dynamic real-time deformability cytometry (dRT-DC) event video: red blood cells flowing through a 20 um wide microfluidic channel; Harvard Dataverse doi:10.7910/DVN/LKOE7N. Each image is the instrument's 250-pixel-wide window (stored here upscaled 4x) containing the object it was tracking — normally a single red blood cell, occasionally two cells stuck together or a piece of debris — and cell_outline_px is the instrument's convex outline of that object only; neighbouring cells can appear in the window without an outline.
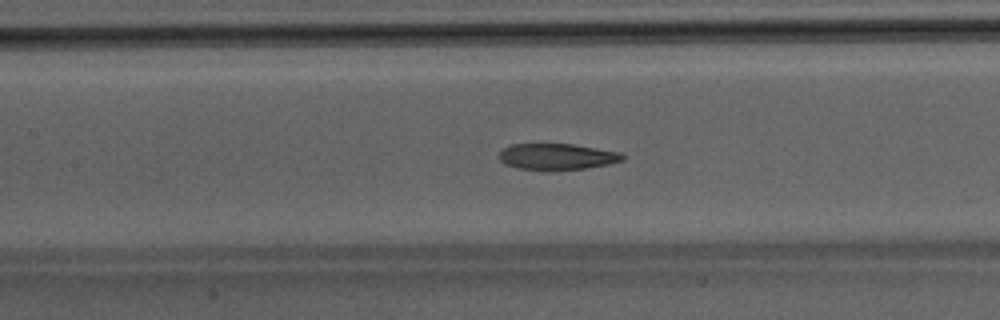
{"species": "Egyptian fruit bat (a non-hibernating species)", "species_latin": "Rousettus aegyptiacus", "temperature_condition": "room temperature", "stored_images_in_passage": 49, "camera_frame_rate_fps": 3000, "um_per_image_px": 0.085, "animal": {"sex": "male"}, "frame": {"image": 1, "passage_image": 23, "time_ms": 7.333, "image_size_px": [1000, 320], "cell_outline_px": [[624, 160], [608, 164], [584, 168], [548, 172], [544, 172], [516, 168], [504, 164], [500, 160], [500, 152], [504, 148], [512, 144], [572, 144], [620, 152], [624, 156]], "centroid_in_image_um": [47.31, 13.34], "position_along_channel_um": 160.1, "area_um2": 19.19}}
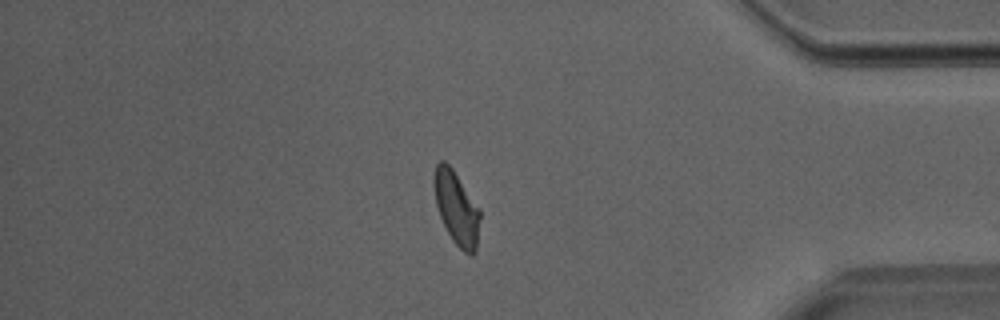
{"frame": {"image": 2, "passage_image": 42, "time_ms": 13.667, "image_size_px": [1000, 320], "cell_outline_px": [[480, 216], [476, 252], [472, 256], [468, 256], [452, 240], [440, 216], [436, 204], [432, 184], [432, 176], [436, 164], [440, 160], [444, 160], [452, 168], [480, 208]], "centroid_in_image_um": [38.79, 17.67], "position_along_channel_um": 396.4, "area_um2": 19.88}}
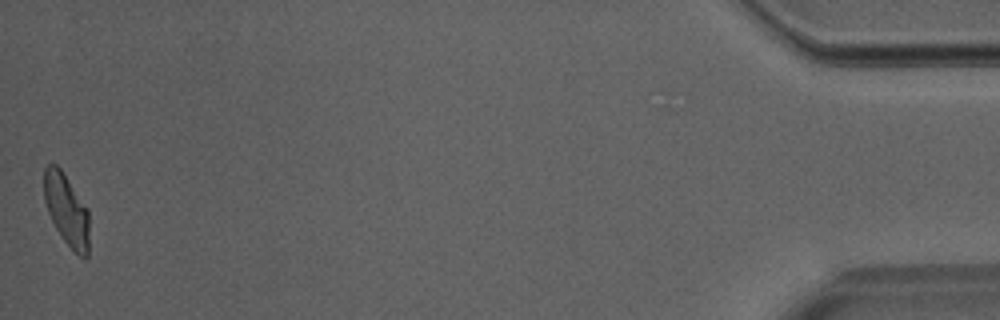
{"frame": {"image": 3, "passage_image": 49, "time_ms": 16.0, "image_size_px": [1000, 320], "cell_outline_px": [[88, 256], [84, 260], [60, 236], [48, 212], [44, 200], [44, 168], [48, 164], [56, 164], [60, 168], [88, 208]], "centroid_in_image_um": [5.65, 17.82], "position_along_channel_um": 429.5, "area_um2": 18.73}}